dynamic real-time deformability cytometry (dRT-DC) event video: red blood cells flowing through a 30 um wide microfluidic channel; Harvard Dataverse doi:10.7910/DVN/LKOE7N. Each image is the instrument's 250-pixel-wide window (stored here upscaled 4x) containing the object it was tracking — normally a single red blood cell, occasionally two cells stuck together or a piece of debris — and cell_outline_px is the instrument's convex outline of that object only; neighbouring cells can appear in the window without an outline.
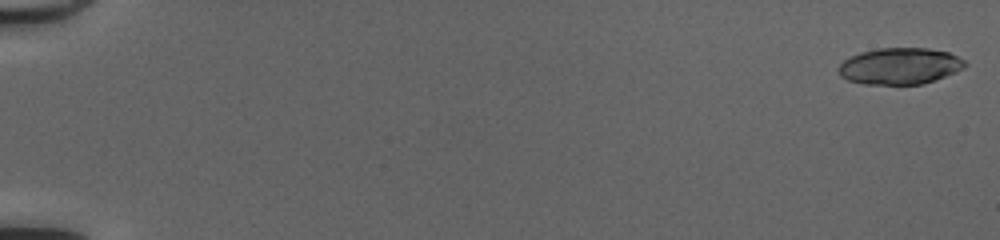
{"species": "common noctule bat (a hibernating species)", "species_latin": "Nyctalus noctula", "temperature_condition": "cold", "stored_images_in_passage": 51, "camera_frame_rate_fps": 3000, "um_per_image_px": 0.085, "animal": {"sex": "female", "body_mass_g": 20.0, "forearm_length_mm": 54.0}, "frame": {"image": 1, "passage_image": 1, "time_ms": 0.0, "image_size_px": [1000, 240], "cell_outline_px": [[968, 64], [964, 68], [956, 72], [936, 80], [920, 84], [864, 84], [848, 80], [840, 76], [836, 68], [844, 60], [860, 52], [880, 48], [928, 48], [948, 52], [964, 60]], "centroid_in_image_um": [76.48, 5.62], "position_along_channel_um": 8.5, "area_um2": 26.93}}
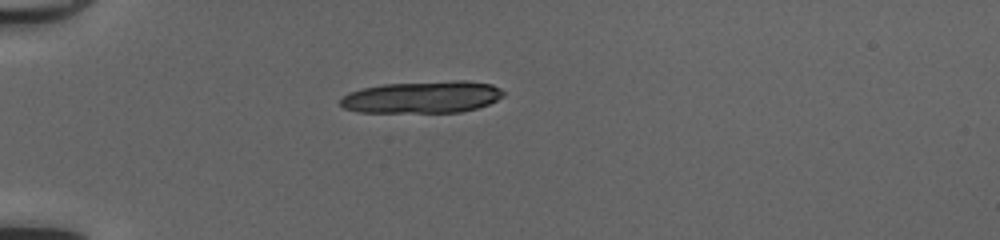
{"frame": {"image": 2, "passage_image": 16, "time_ms": 5.0, "image_size_px": [1000, 240], "cell_outline_px": [[504, 96], [488, 104], [476, 108], [460, 112], [356, 112], [344, 108], [340, 104], [340, 100], [348, 92], [360, 88], [380, 84], [452, 80], [468, 80], [492, 84], [500, 88], [504, 92]], "centroid_in_image_um": [35.89, 8.24], "position_along_channel_um": 49.1, "area_um2": 30.75}}
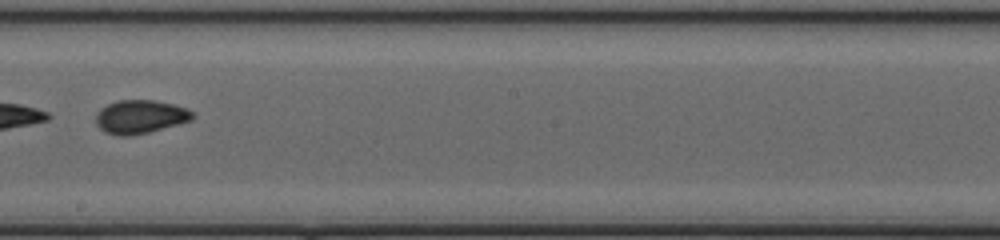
{"frame": {"image": 3, "passage_image": 32, "time_ms": 10.333, "image_size_px": [1000, 240], "cell_outline_px": [[196, 116], [192, 120], [148, 132], [128, 136], [120, 136], [104, 132], [96, 124], [96, 112], [100, 108], [108, 104], [120, 100], [156, 100], [188, 108], [196, 112]], "centroid_in_image_um": [11.94, 9.92], "position_along_channel_um": 236.3, "area_um2": 19.02}, "authors_computed_cell_mechanics": {"area_um2": 26.9348, "velocity_mm_per_s": 4.1663, "shape_relaxation_time_tau1_ms": null, "shape_relaxation_time_tau2_ms": 2.3653, "deformation_change_tau1": null, "deformation_change_tau2": 0.0444}}